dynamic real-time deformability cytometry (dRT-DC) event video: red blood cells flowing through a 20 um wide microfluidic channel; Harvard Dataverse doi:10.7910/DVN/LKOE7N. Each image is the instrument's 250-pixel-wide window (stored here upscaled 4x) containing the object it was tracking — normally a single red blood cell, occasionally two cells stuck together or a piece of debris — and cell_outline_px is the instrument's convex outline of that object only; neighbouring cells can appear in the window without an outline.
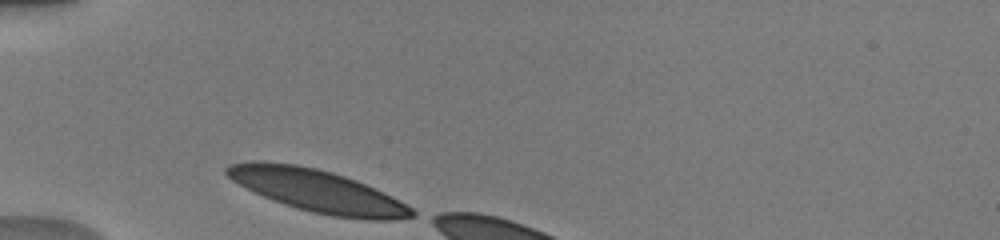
{"species": "human", "species_latin": "Homo sapiens", "temperature_condition": "warm", "stored_images_in_passage": 4, "camera_frame_rate_fps": 3000, "um_per_image_px": 0.085, "donor": {"sex": "male"}, "frame": {"image": 1, "passage_image": 1, "time_ms": 0.0, "image_size_px": [1000, 240], "cell_outline_px": [[416, 216], [392, 220], [368, 220], [332, 216], [312, 212], [296, 208], [284, 204], [264, 196], [232, 180], [224, 172], [224, 168], [232, 164], [256, 160], [296, 164], [316, 168], [332, 172], [356, 180], [384, 192], [412, 208], [416, 212]], "centroid_in_image_um": [27.01, 16.22], "position_along_channel_um": 58.0, "area_um2": 45.43}}